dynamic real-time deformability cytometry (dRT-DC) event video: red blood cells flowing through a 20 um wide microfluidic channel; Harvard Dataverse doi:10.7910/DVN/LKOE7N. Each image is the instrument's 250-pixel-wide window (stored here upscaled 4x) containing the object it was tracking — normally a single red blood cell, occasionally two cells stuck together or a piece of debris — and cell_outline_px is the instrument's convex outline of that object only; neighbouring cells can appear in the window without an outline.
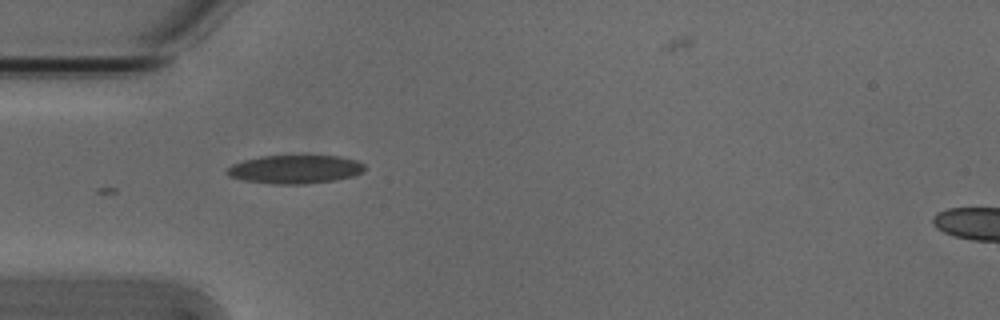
{"species": "Egyptian fruit bat (a non-hibernating species)", "species_latin": "Rousettus aegyptiacus", "temperature_condition": "cold", "stored_images_in_passage": 7, "camera_frame_rate_fps": 3000, "um_per_image_px": 0.085, "animal": {"sex": "male"}, "frame": {"image": 1, "passage_image": 3, "time_ms": 0.667, "image_size_px": [1000, 320], "cell_outline_px": [[364, 172], [352, 176], [336, 180], [304, 184], [276, 184], [244, 180], [228, 176], [224, 172], [232, 164], [244, 160], [260, 156], [340, 156], [356, 160], [364, 164]], "centroid_in_image_um": [25.08, 14.39], "position_along_channel_um": 59.9, "area_um2": 22.83}}
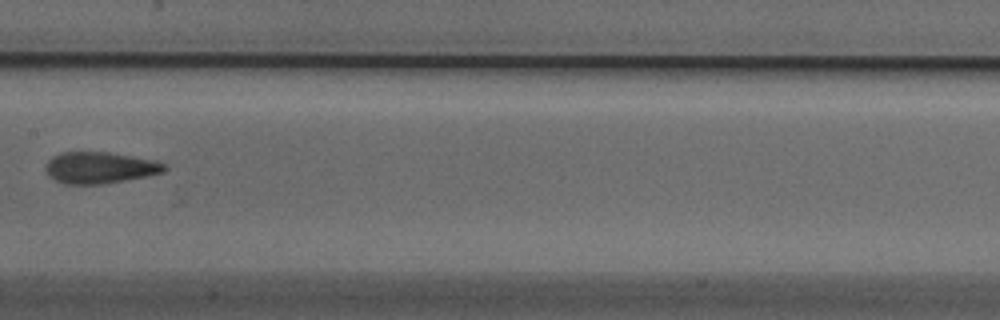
{"frame": {"image": 2, "passage_image": 6, "time_ms": 1.667, "image_size_px": [1000, 320], "cell_outline_px": [[168, 168], [164, 172], [124, 180], [100, 184], [64, 184], [48, 176], [44, 168], [48, 160], [52, 156], [60, 152], [108, 152], [156, 160], [164, 164]], "centroid_in_image_um": [8.45, 14.24], "position_along_channel_um": 199.0, "area_um2": 21.79}}
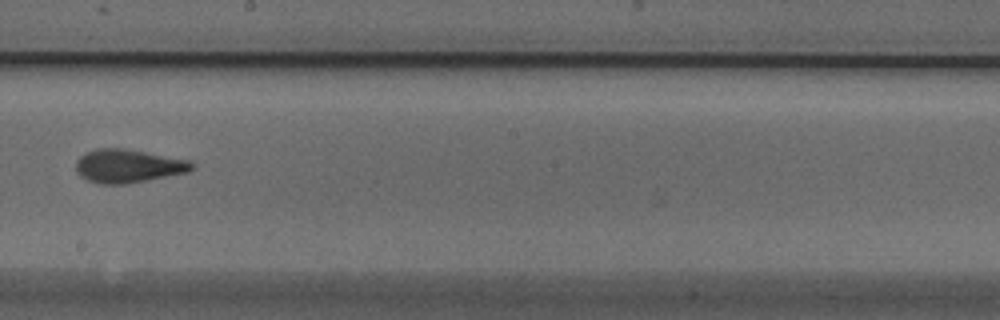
{"frame": {"image": 3, "passage_image": 7, "time_ms": 2.0, "image_size_px": [1000, 320], "cell_outline_px": [[196, 168], [188, 172], [124, 184], [100, 184], [88, 180], [80, 176], [76, 172], [76, 160], [80, 156], [96, 148], [124, 148], [188, 160], [196, 164]], "centroid_in_image_um": [10.89, 14.11], "position_along_channel_um": 237.3, "area_um2": 22.48}}